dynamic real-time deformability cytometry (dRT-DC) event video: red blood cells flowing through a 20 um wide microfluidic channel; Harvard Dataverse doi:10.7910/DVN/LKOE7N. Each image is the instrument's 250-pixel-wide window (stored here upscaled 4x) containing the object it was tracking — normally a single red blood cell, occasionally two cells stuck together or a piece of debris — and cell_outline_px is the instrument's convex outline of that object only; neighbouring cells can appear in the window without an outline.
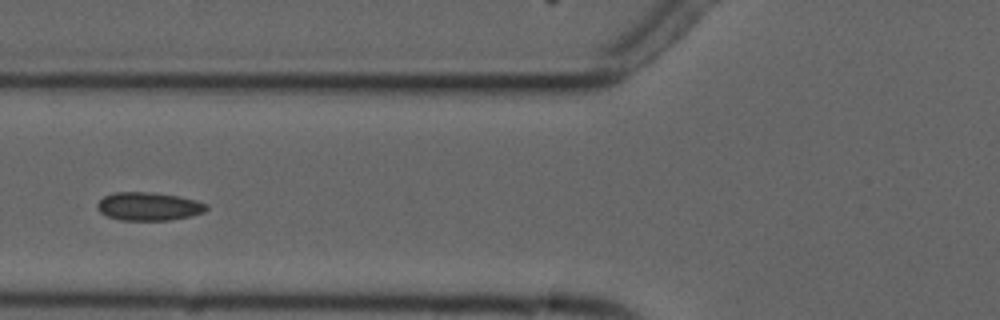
{"species": "common noctule bat (a hibernating species)", "species_latin": "Nyctalus noctula", "temperature_condition": "cold", "stored_images_in_passage": 12, "camera_frame_rate_fps": 3000, "um_per_image_px": 0.085, "animal": {"sex": "male", "forearm_length_mm": 52.5}, "frame": {"image": 1, "passage_image": 6, "time_ms": 5.667, "image_size_px": [1000, 320], "cell_outline_px": [[208, 208], [204, 212], [192, 216], [168, 220], [120, 220], [108, 216], [100, 212], [96, 208], [96, 204], [104, 196], [112, 192], [152, 192], [176, 196], [196, 200], [208, 204]], "centroid_in_image_um": [12.63, 17.54], "position_along_channel_um": 113.2, "area_um2": 18.03}}
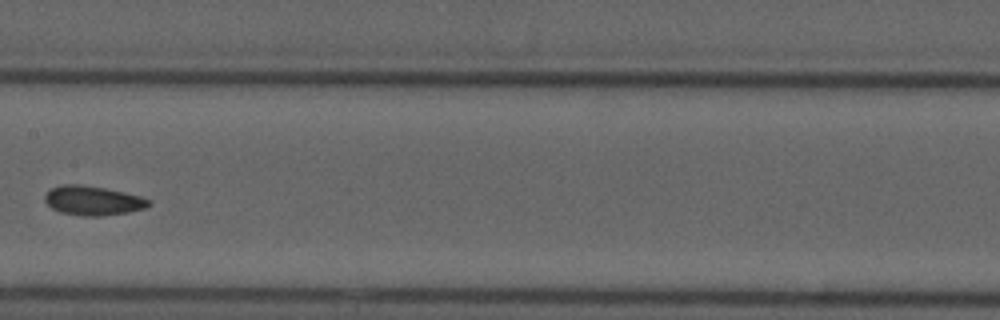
{"frame": {"image": 2, "passage_image": 8, "time_ms": 8.0, "image_size_px": [1000, 320], "cell_outline_px": [[152, 204], [144, 208], [128, 212], [100, 216], [80, 216], [60, 212], [52, 208], [44, 200], [44, 196], [52, 188], [60, 184], [80, 184], [104, 188], [140, 196], [152, 200]], "centroid_in_image_um": [7.89, 17.05], "position_along_channel_um": 199.5, "area_um2": 17.74}}
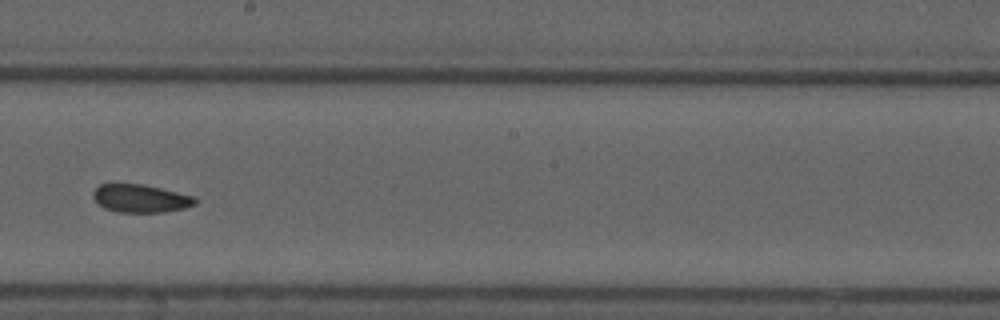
{"frame": {"image": 3, "passage_image": 9, "time_ms": 9.0, "image_size_px": [1000, 320], "cell_outline_px": [[196, 204], [184, 208], [164, 212], [116, 212], [104, 208], [92, 196], [92, 192], [100, 184], [140, 184], [160, 188], [196, 196]], "centroid_in_image_um": [11.96, 16.87], "position_along_channel_um": 236.2, "area_um2": 16.59}}